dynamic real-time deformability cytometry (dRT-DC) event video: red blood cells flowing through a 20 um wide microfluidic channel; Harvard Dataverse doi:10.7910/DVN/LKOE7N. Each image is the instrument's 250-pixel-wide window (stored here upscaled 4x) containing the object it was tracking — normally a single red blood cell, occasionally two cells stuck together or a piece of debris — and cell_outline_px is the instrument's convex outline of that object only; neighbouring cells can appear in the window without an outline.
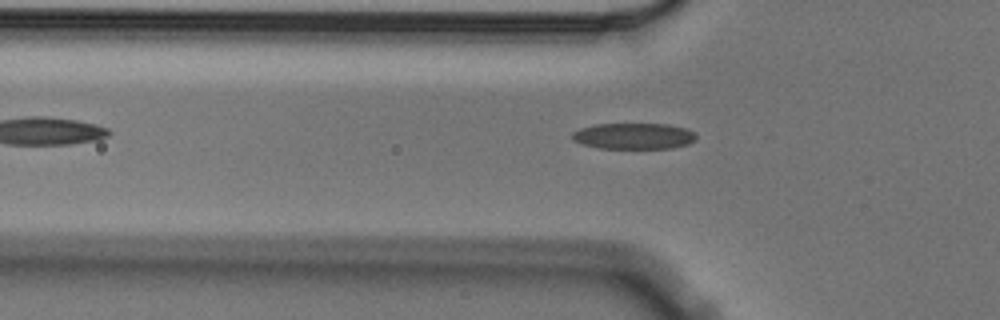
{"species": "Egyptian fruit bat (a non-hibernating species)", "species_latin": "Rousettus aegyptiacus", "temperature_condition": "cold", "stored_images_in_passage": 2, "camera_frame_rate_fps": 3000, "um_per_image_px": 0.085, "animal": {"sex": "male"}, "frame": {"image": 1, "passage_image": 2, "time_ms": 0.333, "image_size_px": [1000, 320], "cell_outline_px": [[696, 140], [688, 144], [672, 148], [596, 148], [580, 144], [572, 140], [572, 132], [580, 128], [596, 124], [668, 124], [684, 128], [692, 132], [696, 136]], "centroid_in_image_um": [53.82, 11.57], "position_along_channel_um": 72.0, "area_um2": 18.9}}